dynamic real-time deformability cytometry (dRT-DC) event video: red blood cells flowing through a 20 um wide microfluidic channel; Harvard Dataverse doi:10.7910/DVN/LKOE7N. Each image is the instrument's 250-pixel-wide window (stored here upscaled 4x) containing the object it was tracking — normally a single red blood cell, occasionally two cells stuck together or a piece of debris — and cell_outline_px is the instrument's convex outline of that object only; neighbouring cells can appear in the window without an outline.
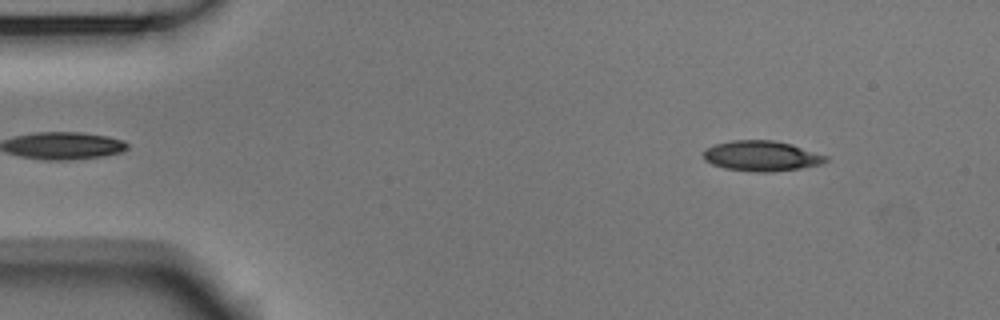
{"species": "Egyptian fruit bat (a non-hibernating species)", "species_latin": "Rousettus aegyptiacus", "temperature_condition": "room temperature", "stored_images_in_passage": 52, "camera_frame_rate_fps": 3000, "um_per_image_px": 0.085, "animal": {"sex": "male"}, "frame": {"image": 1, "passage_image": 5, "time_ms": 1.333, "image_size_px": [1000, 320], "cell_outline_px": [[828, 160], [820, 164], [800, 168], [772, 172], [756, 172], [724, 168], [712, 164], [704, 160], [704, 152], [708, 148], [716, 144], [732, 140], [772, 140], [792, 144], [828, 156]], "centroid_in_image_um": [64.75, 13.26], "position_along_channel_um": 20.3, "area_um2": 21.5}}
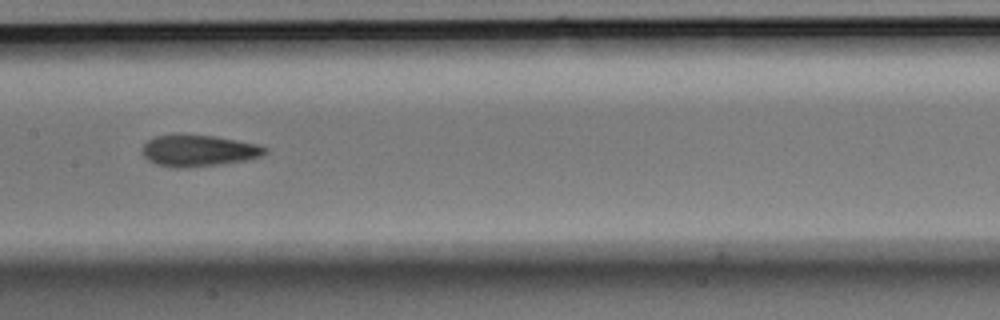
{"frame": {"image": 2, "passage_image": 25, "time_ms": 8.0, "image_size_px": [1000, 320], "cell_outline_px": [[268, 152], [260, 156], [248, 160], [220, 164], [180, 168], [172, 168], [156, 164], [148, 160], [140, 152], [144, 144], [148, 140], [156, 136], [212, 136], [236, 140], [256, 144], [268, 148]], "centroid_in_image_um": [16.88, 12.83], "position_along_channel_um": 190.5, "area_um2": 22.14}}
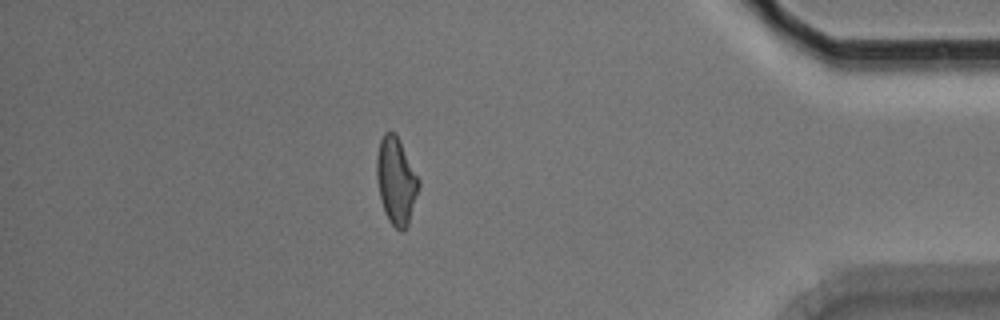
{"frame": {"image": 3, "passage_image": 45, "time_ms": 14.667, "image_size_px": [1000, 320], "cell_outline_px": [[420, 184], [408, 224], [404, 232], [400, 232], [388, 220], [384, 212], [380, 196], [376, 176], [376, 156], [380, 140], [384, 132], [392, 132], [400, 140], [420, 180]], "centroid_in_image_um": [33.66, 15.38], "position_along_channel_um": 401.5, "area_um2": 21.27}, "authors_computed_cell_mechanics": {"area_um2": 21.675, "velocity_mm_per_s": 3.765, "shape_relaxation_time_tau1_ms": 6.6766, "shape_relaxation_time_tau2_ms": 2.5915, "deformation_change_tau1": 0.2, "deformation_change_tau2": 0.1058}}